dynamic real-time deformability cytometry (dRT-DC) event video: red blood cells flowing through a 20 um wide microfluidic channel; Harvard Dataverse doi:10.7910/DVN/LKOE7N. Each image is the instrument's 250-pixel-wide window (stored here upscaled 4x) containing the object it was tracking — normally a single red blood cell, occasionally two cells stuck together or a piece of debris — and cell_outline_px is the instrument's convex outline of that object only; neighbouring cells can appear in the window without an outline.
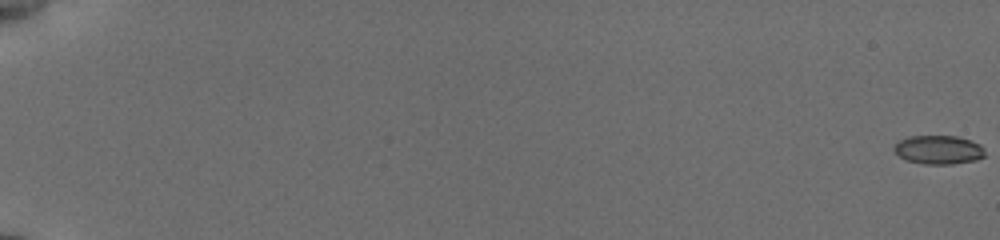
{"species": "common noctule bat (a hibernating species)", "species_latin": "Nyctalus noctula", "temperature_condition": "cold", "stored_images_in_passage": 58, "camera_frame_rate_fps": 3000, "um_per_image_px": 0.085, "animal": {"sex": "female", "body_mass_g": 19.5, "forearm_length_mm": 54.1}, "frame": {"image": 1, "passage_image": 1, "time_ms": 0.0, "image_size_px": [1000, 240], "cell_outline_px": [[984, 156], [976, 160], [952, 164], [924, 164], [904, 160], [892, 148], [892, 144], [908, 136], [956, 136], [972, 140], [980, 144], [984, 148]], "centroid_in_image_um": [79.76, 12.72], "position_along_channel_um": 5.2, "area_um2": 15.43}}
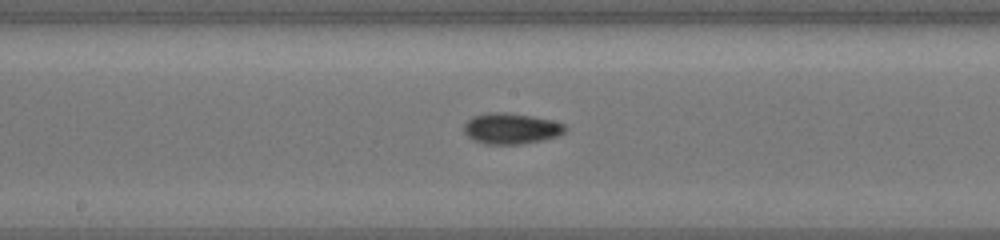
{"frame": {"image": 2, "passage_image": 34, "time_ms": 11.0, "image_size_px": [1000, 240], "cell_outline_px": [[568, 128], [560, 136], [544, 140], [524, 144], [484, 144], [472, 140], [464, 132], [464, 124], [472, 116], [488, 112], [504, 112], [532, 116], [552, 120], [564, 124]], "centroid_in_image_um": [43.46, 10.93], "position_along_channel_um": 204.7, "area_um2": 18.5}}
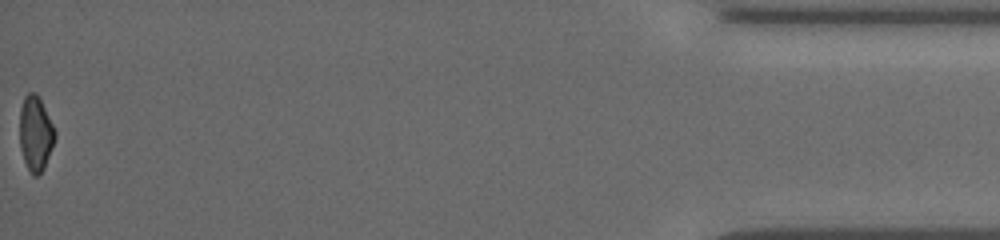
{"frame": {"image": 3, "passage_image": 58, "time_ms": 19.0, "image_size_px": [1000, 240], "cell_outline_px": [[56, 136], [44, 168], [36, 176], [32, 176], [24, 160], [20, 148], [20, 108], [24, 96], [28, 92], [36, 92], [40, 96], [56, 132]], "centroid_in_image_um": [3.02, 11.3], "position_along_channel_um": 432.2, "area_um2": 15.49}, "authors_computed_cell_mechanics": {"area_um2": 16.2996, "velocity_mm_per_s": 3.8398, "shape_relaxation_time_tau1_ms": 6.0193, "shape_relaxation_time_tau2_ms": 6.7359, "deformation_change_tau1": 0.1194, "deformation_change_tau2": 0.107}}